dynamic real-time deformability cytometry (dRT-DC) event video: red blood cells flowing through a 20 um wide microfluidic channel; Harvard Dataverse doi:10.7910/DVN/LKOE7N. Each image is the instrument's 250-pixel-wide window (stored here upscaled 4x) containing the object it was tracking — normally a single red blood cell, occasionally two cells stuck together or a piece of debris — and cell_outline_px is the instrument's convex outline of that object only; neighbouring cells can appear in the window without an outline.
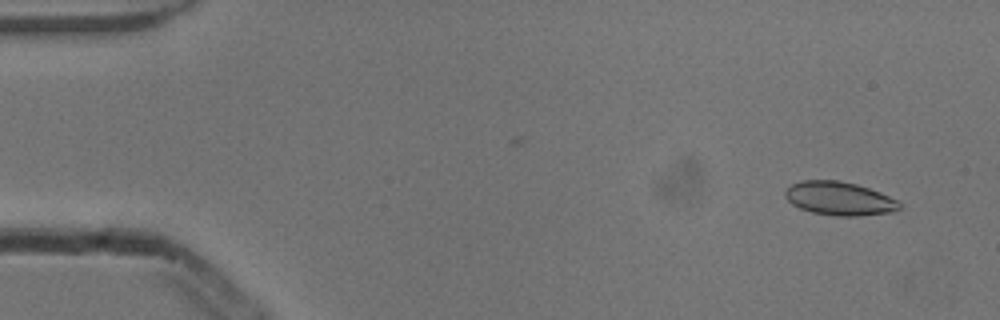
{"species": "common noctule bat (a hibernating species)", "species_latin": "Nyctalus noctula", "temperature_condition": "cold", "stored_images_in_passage": 40, "camera_frame_rate_fps": 3000, "um_per_image_px": 0.085, "animal": {"sex": "male", "body_mass_g": 13.3}, "frame": {"image": 1, "passage_image": 3, "time_ms": 0.667, "image_size_px": [1000, 320], "cell_outline_px": [[900, 208], [892, 212], [856, 216], [836, 216], [812, 212], [800, 208], [792, 204], [784, 196], [784, 192], [792, 184], [800, 180], [840, 180], [856, 184], [880, 192], [900, 200]], "centroid_in_image_um": [71.35, 16.87], "position_along_channel_um": 13.6, "area_um2": 22.43}}
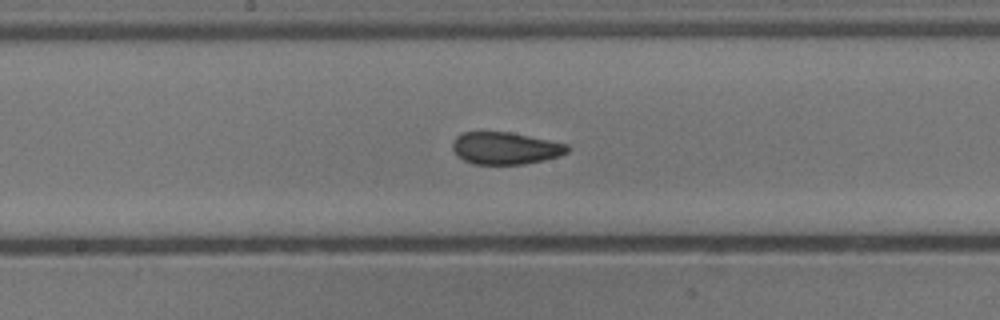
{"frame": {"image": 2, "passage_image": 27, "time_ms": 8.667, "image_size_px": [1000, 320], "cell_outline_px": [[568, 152], [544, 160], [524, 164], [472, 164], [456, 156], [452, 148], [452, 140], [456, 136], [464, 132], [512, 132], [568, 144]], "centroid_in_image_um": [42.91, 12.59], "position_along_channel_um": 205.3, "area_um2": 21.62}}
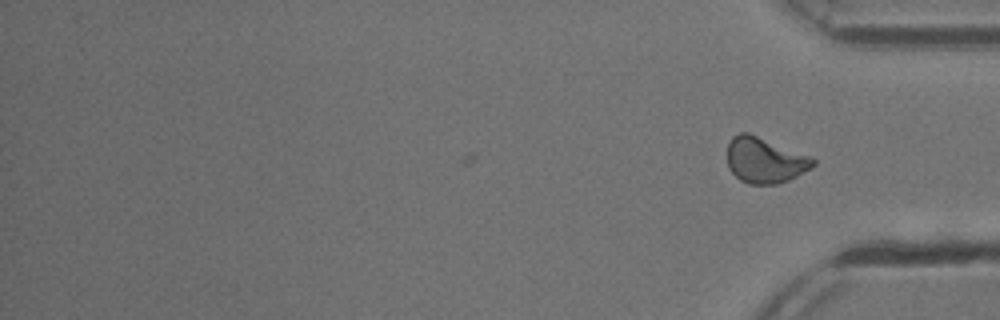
{"frame": {"image": 3, "passage_image": 40, "time_ms": 13.0, "image_size_px": [1000, 320], "cell_outline_px": [[816, 164], [812, 168], [788, 180], [776, 184], [748, 184], [740, 180], [728, 168], [728, 144], [732, 136], [740, 132], [748, 132], [808, 156], [816, 160]], "centroid_in_image_um": [64.99, 13.63], "position_along_channel_um": 370.2, "area_um2": 22.6}, "authors_computed_cell_mechanics": {"area_um2": 22.3108, "velocity_mm_per_s": 3.8427, "shape_relaxation_time_tau1_ms": null, "shape_relaxation_time_tau2_ms": 1.3956, "deformation_change_tau1": null, "deformation_change_tau2": 0.0673}}